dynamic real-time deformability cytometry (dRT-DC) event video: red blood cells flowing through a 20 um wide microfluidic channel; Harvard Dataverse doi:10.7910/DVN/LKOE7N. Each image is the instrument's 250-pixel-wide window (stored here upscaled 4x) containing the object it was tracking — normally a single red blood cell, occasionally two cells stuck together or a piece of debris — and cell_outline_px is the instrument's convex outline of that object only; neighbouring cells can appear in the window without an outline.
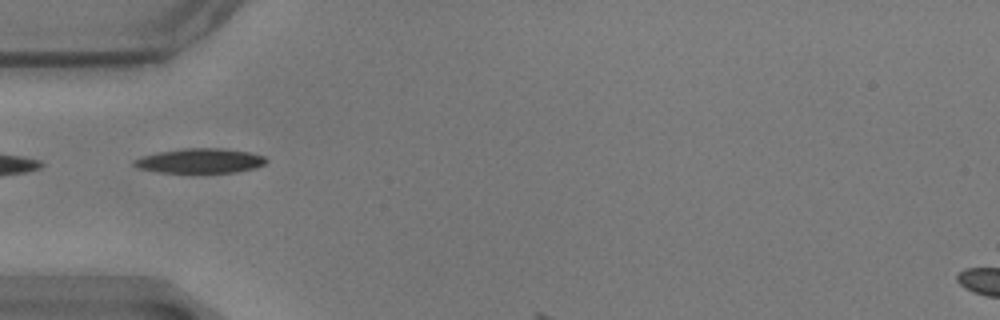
{"species": "common noctule bat (a hibernating species)", "species_latin": "Nyctalus noctula", "temperature_condition": "warm", "stored_images_in_passage": 3, "camera_frame_rate_fps": 3000, "um_per_image_px": 0.085, "animal": {"sex": "male", "body_mass_g": 17.9}, "frame": {"image": 1, "passage_image": 1, "time_ms": 0.0, "image_size_px": [1000, 320], "cell_outline_px": [[268, 160], [264, 164], [256, 168], [236, 172], [160, 172], [136, 168], [132, 164], [132, 160], [144, 156], [160, 152], [184, 148], [224, 148], [248, 152], [264, 156]], "centroid_in_image_um": [17.01, 13.66], "position_along_channel_um": 68.0, "area_um2": 18.9}}